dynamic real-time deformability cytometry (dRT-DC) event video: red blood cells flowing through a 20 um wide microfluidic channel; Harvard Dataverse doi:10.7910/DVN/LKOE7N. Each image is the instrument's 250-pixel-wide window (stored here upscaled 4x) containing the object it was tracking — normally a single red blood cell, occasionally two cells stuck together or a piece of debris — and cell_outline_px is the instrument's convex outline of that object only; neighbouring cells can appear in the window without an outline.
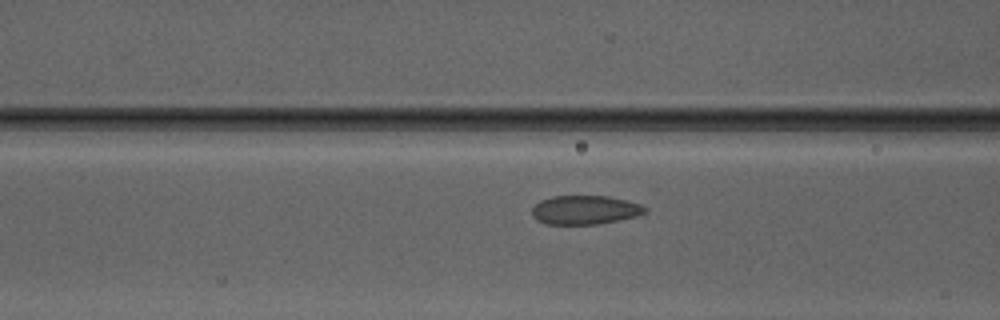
{"species": "Egyptian fruit bat (a non-hibernating species)", "species_latin": "Rousettus aegyptiacus", "temperature_condition": "warm", "stored_images_in_passage": 31, "camera_frame_rate_fps": 3000, "um_per_image_px": 0.085, "animal": {"sex": "male"}, "frame": {"image": 1, "passage_image": 11, "time_ms": 3.333, "image_size_px": [1000, 320], "cell_outline_px": [[648, 212], [636, 216], [600, 224], [544, 224], [536, 220], [532, 216], [532, 208], [540, 200], [552, 196], [608, 196], [640, 204], [648, 208]], "centroid_in_image_um": [49.71, 17.85], "position_along_channel_um": 116.9, "area_um2": 19.13}}
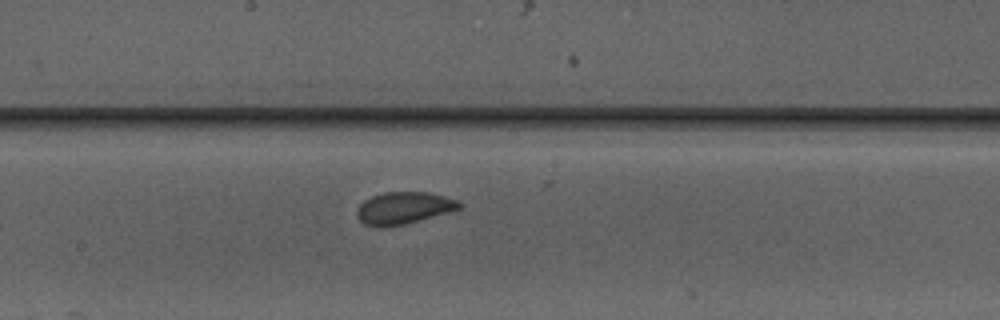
{"frame": {"image": 2, "passage_image": 18, "time_ms": 5.667, "image_size_px": [1000, 320], "cell_outline_px": [[464, 204], [460, 208], [404, 224], [364, 224], [356, 216], [356, 212], [360, 204], [364, 200], [372, 196], [384, 192], [428, 192], [444, 196], [456, 200]], "centroid_in_image_um": [34.32, 17.63], "position_along_channel_um": 213.9, "area_um2": 18.38}}
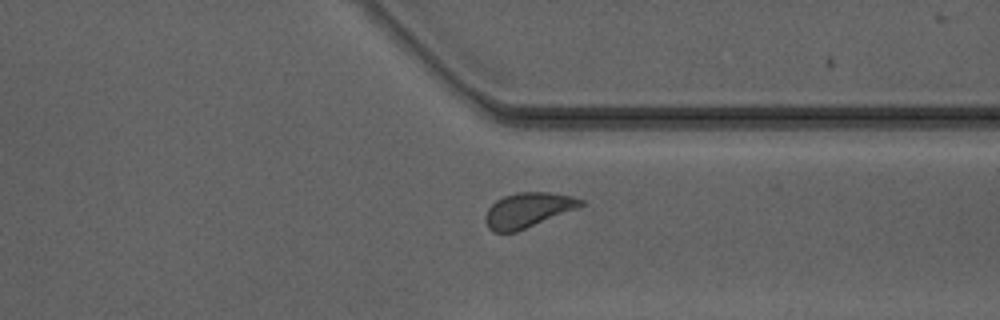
{"frame": {"image": 3, "passage_image": 29, "time_ms": 9.333, "image_size_px": [1000, 320], "cell_outline_px": [[584, 204], [580, 208], [516, 232], [492, 232], [488, 228], [484, 220], [484, 216], [488, 208], [496, 200], [504, 196], [516, 192], [548, 192], [572, 196], [584, 200]], "centroid_in_image_um": [44.87, 17.86], "position_along_channel_um": 366.5, "area_um2": 19.65}}